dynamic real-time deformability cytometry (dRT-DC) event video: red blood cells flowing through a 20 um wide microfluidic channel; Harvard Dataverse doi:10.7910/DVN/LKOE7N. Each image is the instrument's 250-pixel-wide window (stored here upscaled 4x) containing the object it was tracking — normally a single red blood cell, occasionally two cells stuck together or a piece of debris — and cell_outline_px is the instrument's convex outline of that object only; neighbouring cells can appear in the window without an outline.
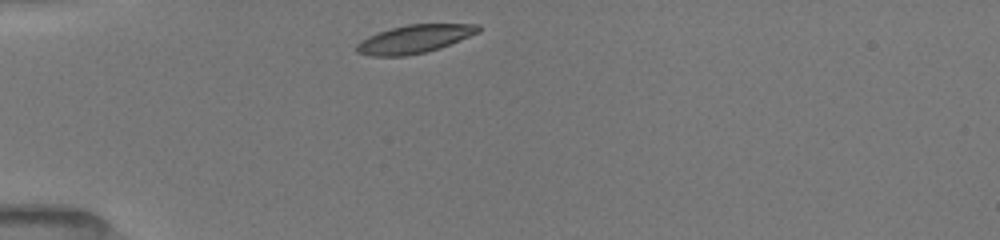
{"species": "common noctule bat (a hibernating species)", "species_latin": "Nyctalus noctula", "temperature_condition": "room temperature", "stored_images_in_passage": 38, "camera_frame_rate_fps": 3000, "um_per_image_px": 0.085, "animal": {"sex": "female", "body_mass_g": 19.5, "forearm_length_mm": 54.1}, "frame": {"image": 1, "passage_image": 1, "time_ms": 0.0, "image_size_px": [1000, 240], "cell_outline_px": [[480, 32], [440, 48], [424, 52], [404, 56], [368, 56], [356, 52], [356, 44], [360, 40], [368, 36], [392, 28], [408, 24], [480, 24]], "centroid_in_image_um": [35.21, 3.32], "position_along_channel_um": 49.8, "area_um2": 19.94}}
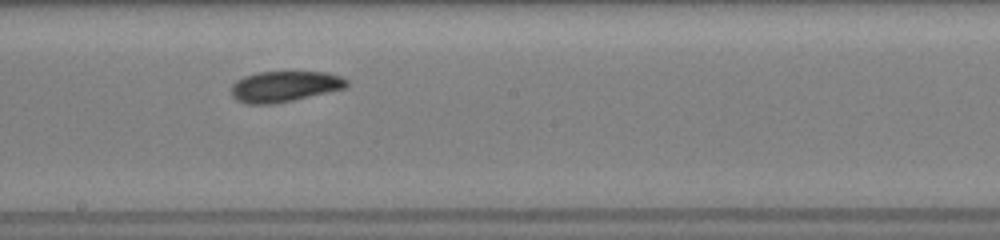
{"frame": {"image": 2, "passage_image": 16, "time_ms": 5.0, "image_size_px": [1000, 240], "cell_outline_px": [[348, 84], [344, 88], [292, 100], [272, 104], [248, 104], [236, 100], [232, 96], [232, 84], [236, 80], [244, 76], [256, 72], [328, 72], [340, 76], [348, 80]], "centroid_in_image_um": [24.15, 7.34], "position_along_channel_um": 224.0, "area_um2": 20.58}}
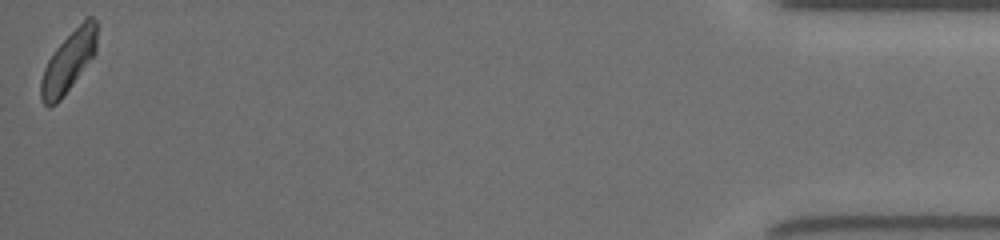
{"frame": {"image": 3, "passage_image": 38, "time_ms": 12.333, "image_size_px": [1000, 240], "cell_outline_px": [[96, 52], [60, 100], [56, 104], [44, 104], [40, 100], [40, 80], [44, 68], [48, 60], [56, 48], [88, 16], [92, 16], [96, 20]], "centroid_in_image_um": [5.8, 5.25], "position_along_channel_um": 429.4, "area_um2": 19.19}, "authors_computed_cell_mechanics": {"area_um2": 20.4612, "velocity_mm_per_s": 3.9404, "shape_relaxation_time_tau1_ms": 2.9053, "shape_relaxation_time_tau2_ms": 6.6321, "deformation_change_tau1": 0.121, "deformation_change_tau2": 0.1352}}